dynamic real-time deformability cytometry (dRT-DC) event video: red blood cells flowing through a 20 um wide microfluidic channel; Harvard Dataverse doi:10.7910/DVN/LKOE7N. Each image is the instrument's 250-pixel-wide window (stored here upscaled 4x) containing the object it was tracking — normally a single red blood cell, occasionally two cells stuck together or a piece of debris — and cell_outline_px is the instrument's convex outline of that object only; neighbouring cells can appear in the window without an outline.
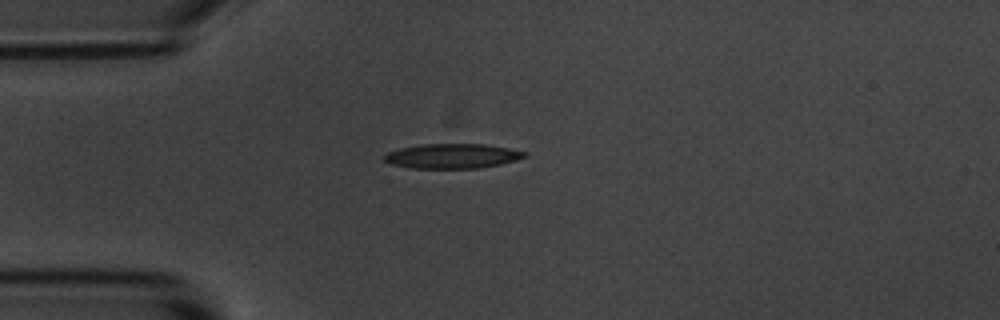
{"species": "common noctule bat (a hibernating species)", "species_latin": "Nyctalus noctula", "temperature_condition": "room temperature", "stored_images_in_passage": 2, "camera_frame_rate_fps": 3000, "um_per_image_px": 0.085, "animal": {"sex": "male", "body_mass_g": 20.1, "forearm_length_mm": 53.5}, "frame": {"image": 1, "passage_image": 2, "time_ms": 0.333, "image_size_px": [1000, 320], "cell_outline_px": [[528, 156], [516, 160], [500, 164], [480, 168], [408, 168], [392, 164], [384, 160], [384, 156], [388, 152], [400, 148], [424, 144], [484, 144], [508, 148], [528, 152]], "centroid_in_image_um": [38.47, 13.26], "position_along_channel_um": 46.5, "area_um2": 20.17}}